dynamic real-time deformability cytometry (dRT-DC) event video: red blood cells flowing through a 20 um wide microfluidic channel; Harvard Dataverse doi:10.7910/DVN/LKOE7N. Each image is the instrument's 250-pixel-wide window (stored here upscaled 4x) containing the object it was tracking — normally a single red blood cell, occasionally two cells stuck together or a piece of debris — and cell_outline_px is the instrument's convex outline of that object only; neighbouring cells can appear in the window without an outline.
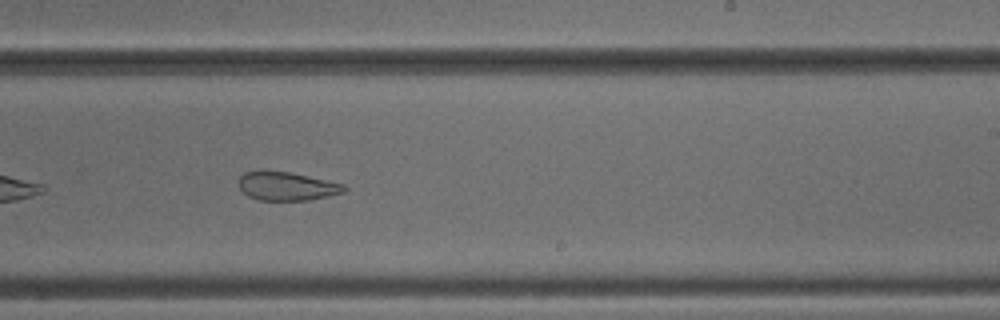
{"species": "common noctule bat (a hibernating species)", "species_latin": "Nyctalus noctula", "temperature_condition": "cold", "stored_images_in_passage": 38, "camera_frame_rate_fps": 3000, "um_per_image_px": 0.085, "animal": {"sex": "male", "body_mass_g": 18.8}, "frame": {"image": 1, "passage_image": 17, "time_ms": 5.333, "image_size_px": [1000, 320], "cell_outline_px": [[348, 188], [344, 192], [328, 196], [308, 200], [260, 200], [248, 196], [240, 188], [240, 176], [244, 172], [260, 168], [264, 168], [288, 172], [344, 184]], "centroid_in_image_um": [24.34, 15.79], "position_along_channel_um": 264.7, "area_um2": 17.74}}
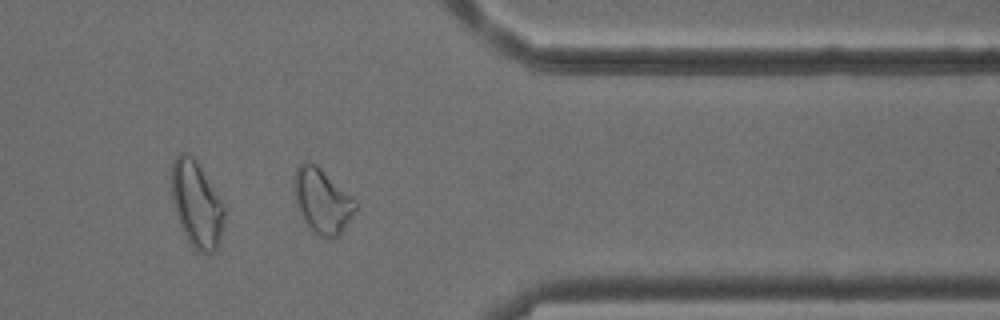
{"frame": {"image": 2, "passage_image": 27, "time_ms": 8.667, "image_size_px": [1000, 320], "cell_outline_px": [[360, 204], [356, 212], [340, 236], [332, 240], [324, 240], [308, 228], [296, 204], [296, 168], [300, 164], [308, 160], [320, 168], [352, 196]], "centroid_in_image_um": [27.46, 17.17], "position_along_channel_um": 383.9, "area_um2": 23.29}, "authors_computed_cell_mechanics": {"area_um2": 20.8369, "velocity_mm_per_s": 3.8706, "shape_relaxation_time_tau1_ms": null, "shape_relaxation_time_tau2_ms": 2.4068, "deformation_change_tau1": null, "deformation_change_tau2": 0.1069}}